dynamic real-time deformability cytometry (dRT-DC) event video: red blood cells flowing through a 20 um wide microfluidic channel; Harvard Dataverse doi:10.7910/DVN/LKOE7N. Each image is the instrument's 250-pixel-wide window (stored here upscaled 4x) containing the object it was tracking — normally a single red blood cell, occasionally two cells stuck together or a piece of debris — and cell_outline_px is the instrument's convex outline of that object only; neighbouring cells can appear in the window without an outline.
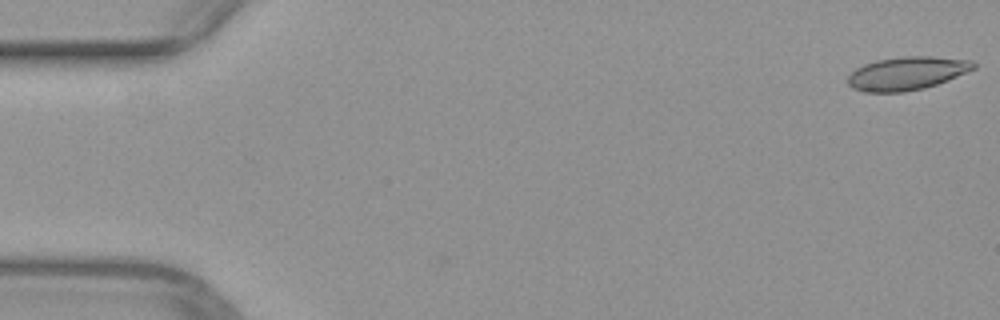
{"species": "common noctule bat (a hibernating species)", "species_latin": "Nyctalus noctula", "temperature_condition": "warm", "stored_images_in_passage": 44, "camera_frame_rate_fps": 3000, "um_per_image_px": 0.085, "animal": {"sex": "female", "body_mass_g": 29.2, "forearm_length_mm": 56.3}, "frame": {"image": 1, "passage_image": 1, "time_ms": 0.0, "image_size_px": [1000, 320], "cell_outline_px": [[976, 68], [948, 80], [924, 88], [904, 92], [864, 92], [852, 88], [848, 84], [848, 76], [856, 68], [864, 64], [876, 60], [904, 56], [932, 56], [972, 60], [976, 64]], "centroid_in_image_um": [77.09, 6.23], "position_along_channel_um": 7.9, "area_um2": 24.45}}
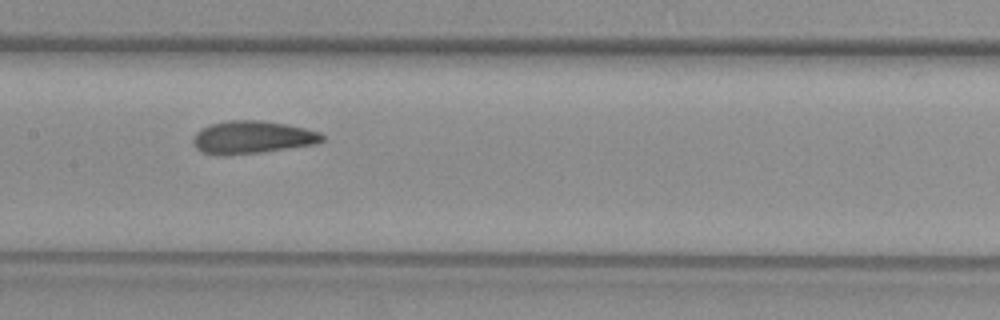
{"frame": {"image": 2, "passage_image": 25, "time_ms": 8.0, "image_size_px": [1000, 320], "cell_outline_px": [[324, 140], [316, 144], [260, 152], [224, 156], [204, 152], [196, 148], [192, 140], [196, 132], [200, 128], [208, 124], [228, 120], [260, 120], [284, 124], [304, 128], [320, 132], [324, 136]], "centroid_in_image_um": [21.41, 11.66], "position_along_channel_um": 186.0, "area_um2": 24.62}}
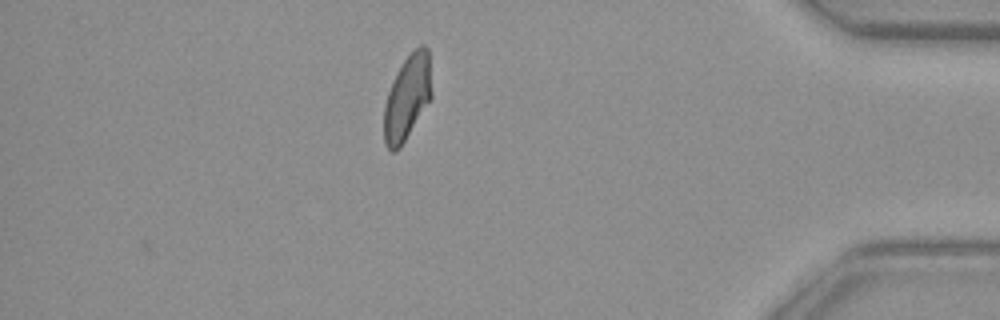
{"frame": {"image": 3, "passage_image": 44, "time_ms": 14.333, "image_size_px": [1000, 320], "cell_outline_px": [[432, 96], [400, 148], [396, 152], [392, 152], [384, 144], [384, 104], [392, 80], [396, 72], [404, 60], [420, 44], [424, 44], [428, 48], [432, 92]], "centroid_in_image_um": [34.6, 8.29], "position_along_channel_um": 400.6, "area_um2": 23.52}}